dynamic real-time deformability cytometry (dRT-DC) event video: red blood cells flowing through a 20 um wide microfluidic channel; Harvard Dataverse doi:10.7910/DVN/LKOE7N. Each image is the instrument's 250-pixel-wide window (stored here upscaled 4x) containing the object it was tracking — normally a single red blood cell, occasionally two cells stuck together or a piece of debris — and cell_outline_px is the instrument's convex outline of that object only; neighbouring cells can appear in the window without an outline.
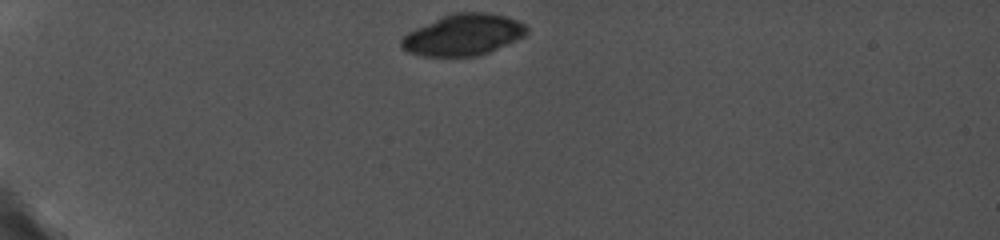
{"species": "common noctule bat (a hibernating species)", "species_latin": "Nyctalus noctula", "temperature_condition": "cold", "stored_images_in_passage": 4, "camera_frame_rate_fps": 5000, "um_per_image_px": 0.085, "animal": {"sex": "female", "body_mass_g": 19.0, "forearm_length_mm": 56.7}, "frame": {"image": 1, "passage_image": 1, "time_ms": 0.0, "image_size_px": [1000, 240], "cell_outline_px": [[528, 32], [524, 36], [516, 40], [488, 52], [476, 56], [420, 56], [408, 52], [400, 44], [400, 40], [408, 32], [416, 28], [444, 16], [456, 12], [484, 12], [508, 16], [524, 24], [528, 28]], "centroid_in_image_um": [39.39, 2.96], "position_along_channel_um": 45.6, "area_um2": 29.88}}